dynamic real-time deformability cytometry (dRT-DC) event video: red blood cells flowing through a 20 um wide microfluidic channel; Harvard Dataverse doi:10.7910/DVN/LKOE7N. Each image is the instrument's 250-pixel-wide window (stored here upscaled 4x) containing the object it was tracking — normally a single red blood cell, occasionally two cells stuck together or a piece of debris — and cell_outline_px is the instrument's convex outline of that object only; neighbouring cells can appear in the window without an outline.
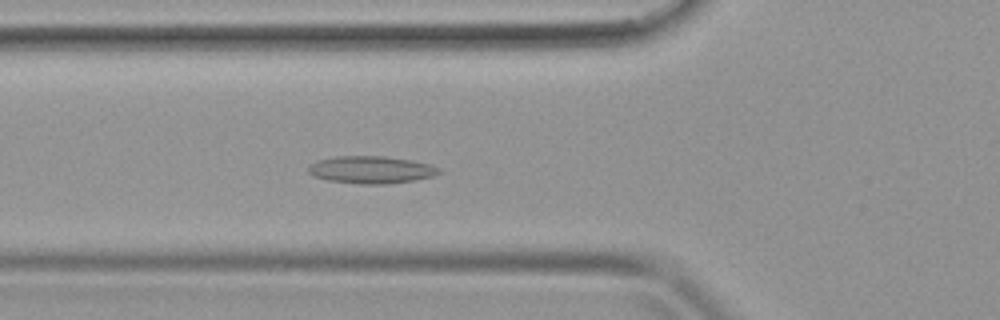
{"species": "common noctule bat (a hibernating species)", "species_latin": "Nyctalus noctula", "temperature_condition": "warm", "stored_images_in_passage": 39, "camera_frame_rate_fps": 3000, "um_per_image_px": 0.085, "animal": {"sex": "female", "body_mass_g": 19.9}, "frame": {"image": 1, "passage_image": 14, "time_ms": 4.333, "image_size_px": [1000, 320], "cell_outline_px": [[444, 172], [436, 176], [412, 180], [384, 184], [360, 184], [328, 180], [312, 176], [308, 172], [308, 168], [316, 160], [336, 156], [384, 156], [412, 160], [432, 164], [440, 168]], "centroid_in_image_um": [31.59, 14.42], "position_along_channel_um": 94.2, "area_um2": 21.04}}
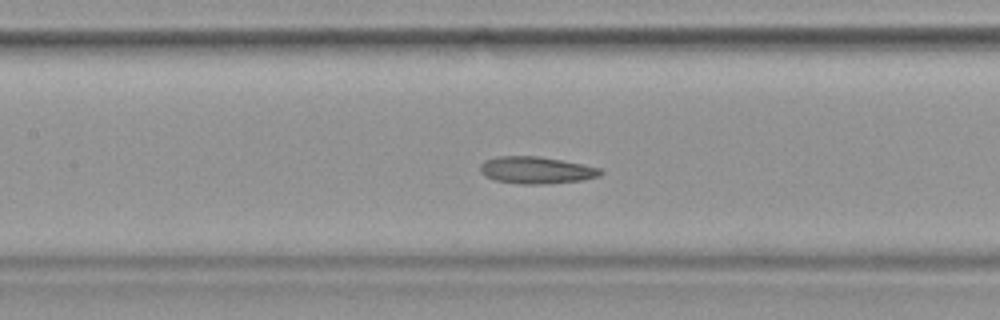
{"frame": {"image": 2, "passage_image": 18, "time_ms": 5.667, "image_size_px": [1000, 320], "cell_outline_px": [[604, 172], [600, 176], [584, 180], [544, 184], [524, 184], [496, 180], [484, 176], [480, 172], [480, 164], [484, 160], [496, 156], [540, 156], [584, 164], [600, 168]], "centroid_in_image_um": [45.59, 14.45], "position_along_channel_um": 161.8, "area_um2": 19.13}}
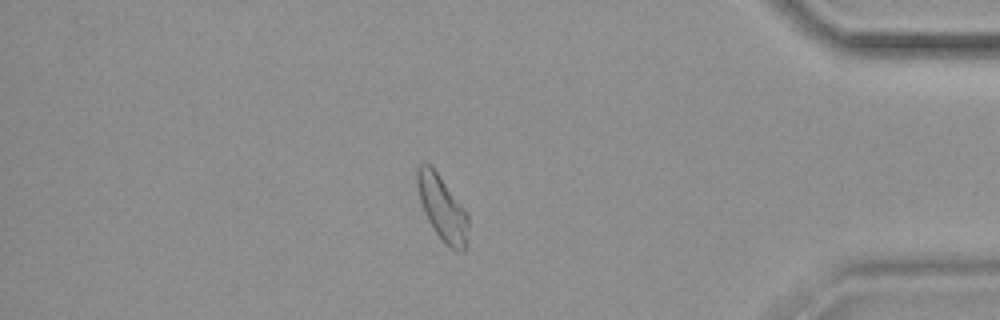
{"frame": {"image": 3, "passage_image": 34, "time_ms": 11.0, "image_size_px": [1000, 320], "cell_outline_px": [[468, 228], [464, 252], [456, 252], [448, 248], [444, 244], [432, 228], [424, 212], [420, 200], [416, 184], [416, 172], [420, 164], [424, 160], [436, 172], [468, 212]], "centroid_in_image_um": [37.59, 17.73], "position_along_channel_um": 397.6, "area_um2": 19.42}}